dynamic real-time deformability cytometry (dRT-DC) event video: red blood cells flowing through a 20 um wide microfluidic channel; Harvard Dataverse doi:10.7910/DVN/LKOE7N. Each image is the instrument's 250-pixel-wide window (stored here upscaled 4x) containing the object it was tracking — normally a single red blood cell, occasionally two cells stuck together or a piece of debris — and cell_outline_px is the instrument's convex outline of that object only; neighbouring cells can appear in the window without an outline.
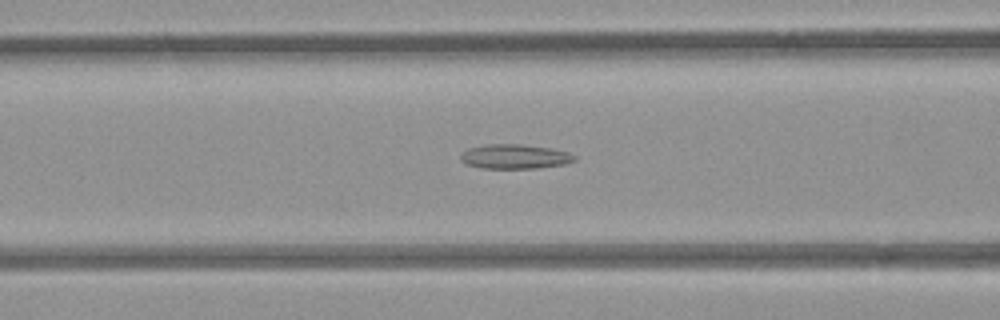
{"species": "common noctule bat (a hibernating species)", "species_latin": "Nyctalus noctula", "temperature_condition": "room temperature", "stored_images_in_passage": 51, "camera_frame_rate_fps": 3000, "um_per_image_px": 0.085, "animal": {"sex": "female", "body_mass_g": 21.9}, "frame": {"image": 1, "passage_image": 20, "time_ms": 6.333, "image_size_px": [1000, 320], "cell_outline_px": [[576, 160], [564, 164], [540, 168], [480, 168], [468, 164], [460, 160], [460, 156], [468, 148], [488, 144], [520, 144], [552, 148], [568, 152], [576, 156]], "centroid_in_image_um": [43.78, 13.3], "position_along_channel_um": 122.8, "area_um2": 16.24}}
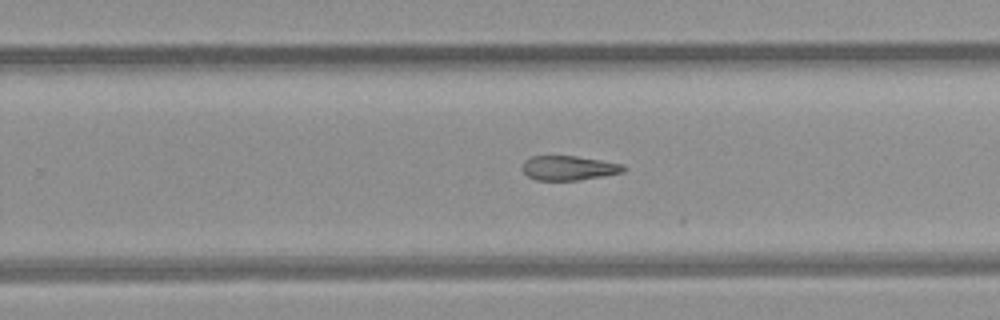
{"frame": {"image": 2, "passage_image": 32, "time_ms": 10.333, "image_size_px": [1000, 320], "cell_outline_px": [[628, 168], [624, 172], [604, 176], [580, 180], [536, 180], [528, 176], [524, 172], [524, 160], [532, 156], [576, 156], [624, 164]], "centroid_in_image_um": [48.4, 14.28], "position_along_channel_um": 281.4, "area_um2": 14.45}}
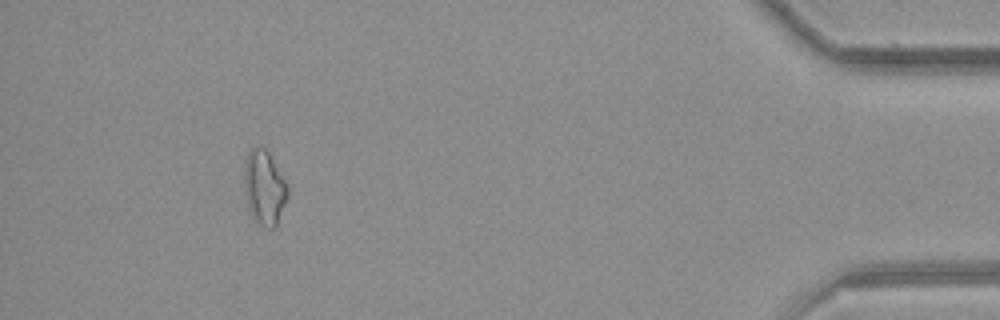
{"frame": {"image": 3, "passage_image": 47, "time_ms": 15.333, "image_size_px": [1000, 320], "cell_outline_px": [[288, 196], [276, 228], [264, 228], [256, 220], [248, 204], [244, 180], [244, 168], [248, 152], [256, 144], [260, 144], [268, 152], [288, 184]], "centroid_in_image_um": [22.5, 15.92], "position_along_channel_um": 412.7, "area_um2": 18.73}}